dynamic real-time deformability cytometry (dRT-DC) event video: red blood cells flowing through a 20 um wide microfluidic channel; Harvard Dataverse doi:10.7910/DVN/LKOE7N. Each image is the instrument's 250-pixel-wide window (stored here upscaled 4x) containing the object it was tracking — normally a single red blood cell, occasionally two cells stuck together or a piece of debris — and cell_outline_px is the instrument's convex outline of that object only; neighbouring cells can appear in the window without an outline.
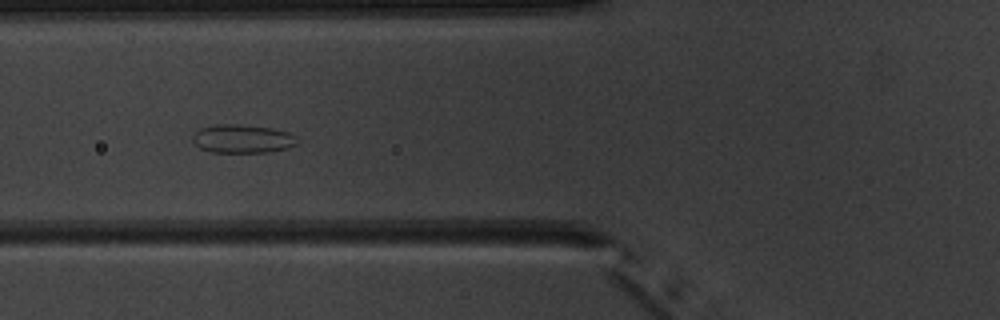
{"species": "common noctule bat (a hibernating species)", "species_latin": "Nyctalus noctula", "temperature_condition": "warm", "stored_images_in_passage": 10, "camera_frame_rate_fps": 3000, "um_per_image_px": 0.085, "animal": {"sex": "male", "body_mass_g": 20.1, "forearm_length_mm": 53.5}, "frame": {"image": 1, "passage_image": 6, "time_ms": 6.0, "image_size_px": [1000, 320], "cell_outline_px": [[296, 144], [272, 152], [212, 152], [200, 148], [192, 140], [192, 136], [200, 128], [216, 124], [240, 124], [272, 128], [288, 132], [296, 136]], "centroid_in_image_um": [20.59, 11.79], "position_along_channel_um": 105.2, "area_um2": 17.28}}
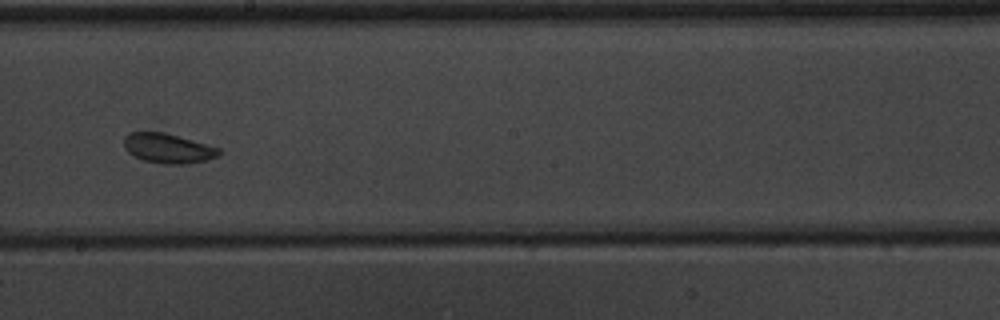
{"frame": {"image": 2, "passage_image": 9, "time_ms": 9.333, "image_size_px": [1000, 320], "cell_outline_px": [[220, 156], [188, 164], [168, 164], [144, 160], [128, 152], [124, 148], [124, 136], [128, 132], [164, 132], [220, 148]], "centroid_in_image_um": [14.27, 12.6], "position_along_channel_um": 233.9, "area_um2": 16.3}}
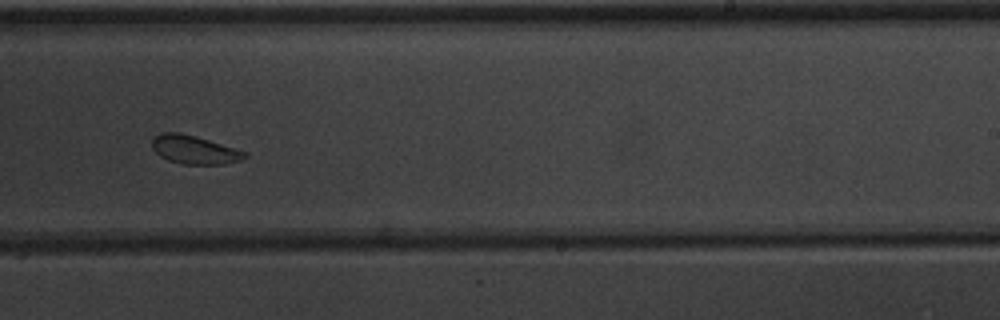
{"frame": {"image": 3, "passage_image": 10, "time_ms": 10.333, "image_size_px": [1000, 320], "cell_outline_px": [[248, 156], [240, 160], [224, 164], [180, 164], [168, 160], [160, 156], [152, 148], [152, 140], [160, 132], [180, 132], [196, 136], [248, 152]], "centroid_in_image_um": [16.52, 12.72], "position_along_channel_um": 272.5, "area_um2": 15.43}}